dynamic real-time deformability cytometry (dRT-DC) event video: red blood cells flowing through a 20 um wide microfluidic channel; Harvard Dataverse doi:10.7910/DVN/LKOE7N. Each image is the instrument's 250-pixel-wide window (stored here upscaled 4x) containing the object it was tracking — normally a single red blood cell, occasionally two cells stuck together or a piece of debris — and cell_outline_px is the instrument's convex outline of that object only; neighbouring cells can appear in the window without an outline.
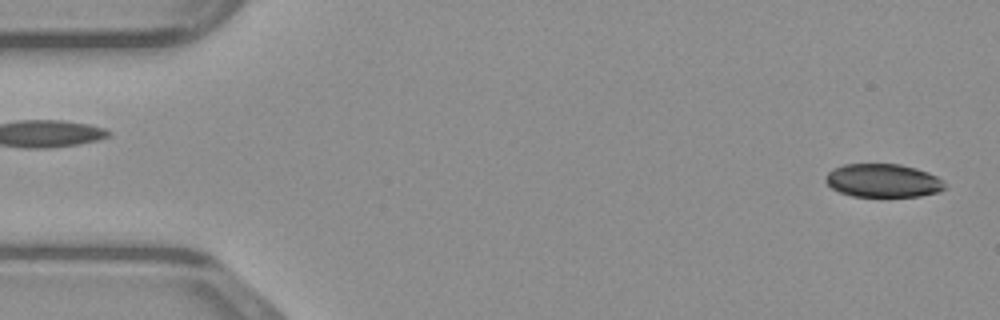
{"species": "common noctule bat (a hibernating species)", "species_latin": "Nyctalus noctula", "temperature_condition": "warm", "stored_images_in_passage": 48, "segment_of_instrument_passage": [1, 2], "camera_frame_rate_fps": 3000, "um_per_image_px": 0.085, "animal": {"sex": "male", "body_mass_g": 23.1, "forearm_length_mm": 52.7}, "frame": {"image": 1, "passage_image": 1, "time_ms": 0.0, "image_size_px": [1000, 320], "cell_outline_px": [[948, 188], [940, 192], [920, 196], [852, 196], [840, 192], [832, 188], [824, 180], [828, 172], [832, 168], [844, 164], [900, 164], [916, 168], [928, 172], [944, 180]], "centroid_in_image_um": [75.09, 15.35], "position_along_channel_um": 9.9, "area_um2": 23.41}}
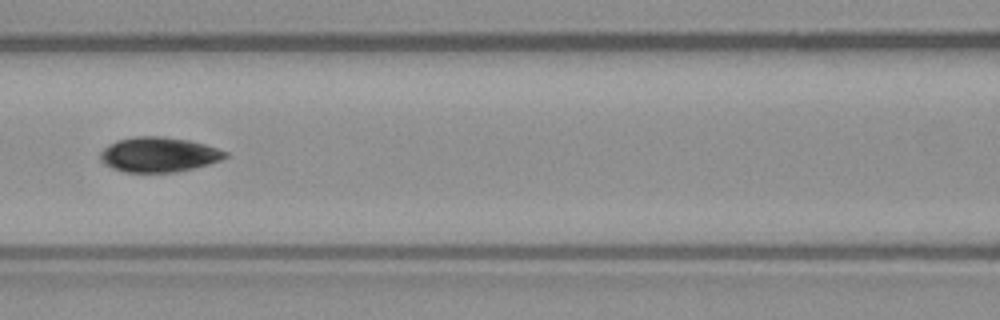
{"frame": {"image": 2, "passage_image": 20, "time_ms": 6.333, "image_size_px": [1000, 320], "cell_outline_px": [[228, 156], [220, 160], [208, 164], [176, 172], [124, 172], [112, 168], [104, 164], [100, 160], [100, 152], [108, 144], [116, 140], [136, 136], [160, 136], [188, 140], [204, 144], [228, 152]], "centroid_in_image_um": [13.45, 13.14], "position_along_channel_um": 153.1, "area_um2": 25.37}}
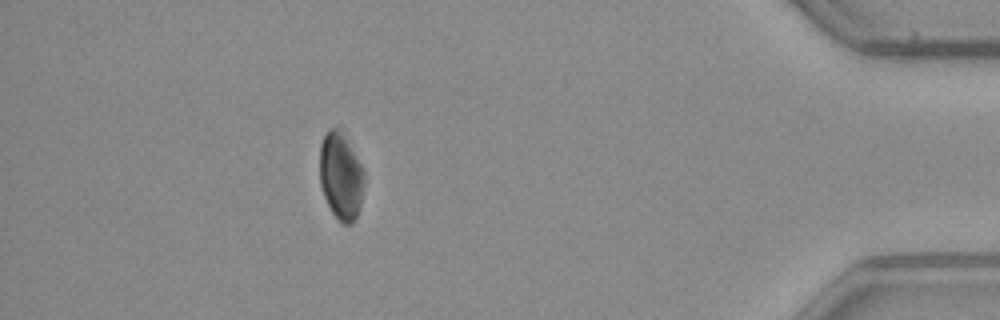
{"frame": {"image": 3, "passage_image": 42, "time_ms": 13.667, "image_size_px": [1000, 320], "cell_outline_px": [[364, 188], [360, 208], [352, 224], [344, 224], [332, 212], [324, 196], [320, 184], [320, 144], [328, 128], [336, 124], [340, 124], [348, 132], [364, 168]], "centroid_in_image_um": [29.01, 14.8], "position_along_channel_um": 406.2, "area_um2": 23.87}}